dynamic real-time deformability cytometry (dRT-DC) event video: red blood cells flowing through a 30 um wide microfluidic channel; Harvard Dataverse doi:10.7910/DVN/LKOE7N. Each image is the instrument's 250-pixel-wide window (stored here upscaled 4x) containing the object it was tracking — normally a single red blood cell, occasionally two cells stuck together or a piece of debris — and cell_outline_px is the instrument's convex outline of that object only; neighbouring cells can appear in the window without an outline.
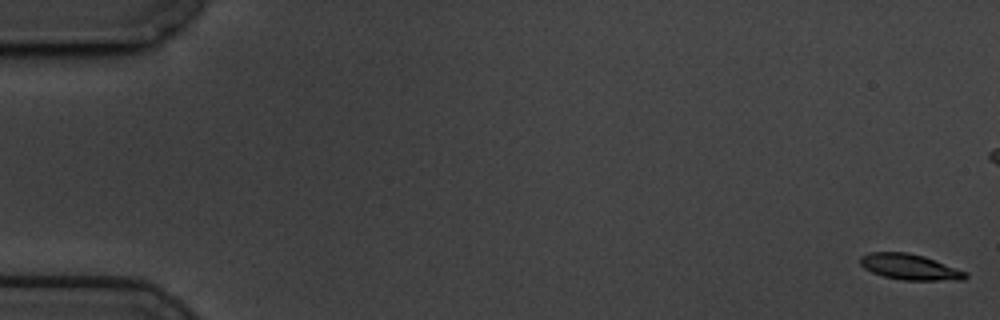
{"species": "common noctule bat (a hibernating species)", "species_latin": "Nyctalus noctula", "temperature_condition": "cold", "stored_images_in_passage": 12, "camera_frame_rate_fps": 3000, "um_per_image_px": 0.085, "animal": {"sex": "male", "body_mass_g": 19.5, "forearm_length_mm": 54.6}, "frame": {"image": 1, "passage_image": 1, "time_ms": 0.0, "image_size_px": [1000, 320], "cell_outline_px": [[968, 276], [964, 280], [904, 280], [884, 276], [872, 272], [864, 268], [860, 264], [860, 256], [868, 252], [908, 252], [924, 256], [968, 272]], "centroid_in_image_um": [77.34, 22.68], "position_along_channel_um": 7.7, "area_um2": 15.84}}